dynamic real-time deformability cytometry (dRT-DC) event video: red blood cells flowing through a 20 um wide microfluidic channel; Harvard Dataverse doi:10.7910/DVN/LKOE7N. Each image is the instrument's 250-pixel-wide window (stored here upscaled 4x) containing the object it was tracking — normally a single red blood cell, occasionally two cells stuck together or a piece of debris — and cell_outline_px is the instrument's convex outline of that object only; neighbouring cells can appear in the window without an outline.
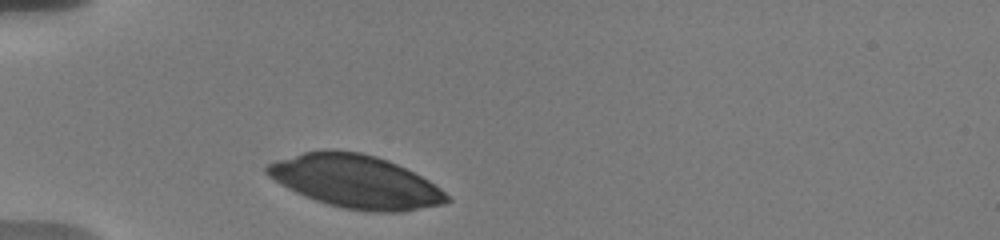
{"species": "human", "species_latin": "Homo sapiens", "temperature_condition": "warm", "stored_images_in_passage": 18, "camera_frame_rate_fps": 3000, "um_per_image_px": 0.085, "donor": {"sex": "male"}, "frame": {"image": 1, "passage_image": 1, "time_ms": 0.0, "image_size_px": [1000, 240], "cell_outline_px": [[452, 200], [444, 204], [400, 212], [368, 212], [344, 208], [328, 204], [304, 196], [280, 184], [268, 176], [264, 172], [264, 168], [268, 164], [276, 160], [304, 152], [360, 152], [376, 156], [388, 160], [428, 180], [440, 188]], "centroid_in_image_um": [30.23, 15.46], "position_along_channel_um": 54.8, "area_um2": 54.68}}
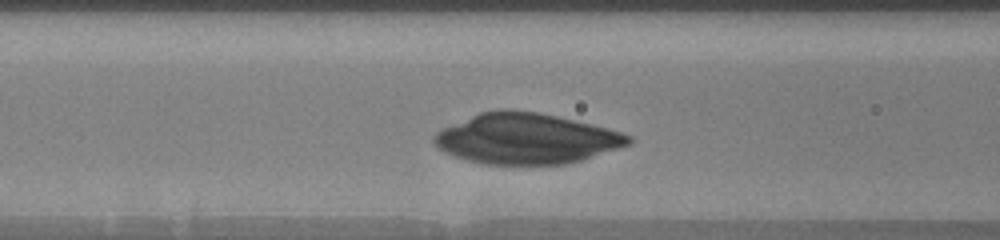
{"frame": {"image": 2, "passage_image": 8, "time_ms": 2.333, "image_size_px": [1000, 240], "cell_outline_px": [[636, 140], [632, 144], [580, 160], [564, 164], [484, 164], [468, 160], [444, 152], [436, 148], [432, 140], [432, 136], [436, 132], [444, 128], [480, 112], [500, 108], [512, 108], [540, 112], [592, 124], [608, 128], [632, 136]], "centroid_in_image_um": [44.74, 11.77], "position_along_channel_um": 121.9, "area_um2": 57.45}}
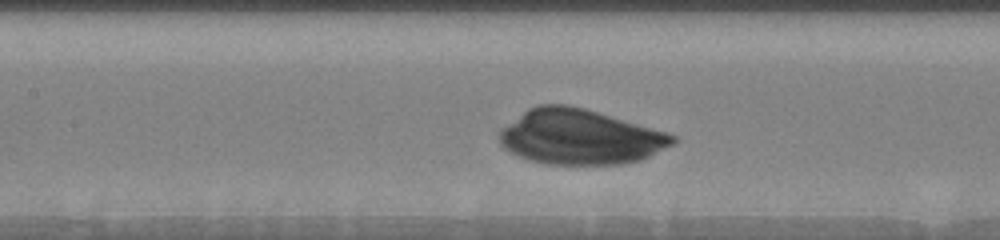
{"frame": {"image": 3, "passage_image": 13, "time_ms": 3.333, "image_size_px": [1000, 240], "cell_outline_px": [[680, 140], [676, 144], [640, 160], [624, 164], [544, 164], [528, 160], [516, 156], [508, 152], [500, 144], [500, 128], [528, 108], [536, 104], [568, 104], [584, 108], [668, 132], [676, 136]], "centroid_in_image_um": [49.3, 11.64], "position_along_channel_um": 158.1, "area_um2": 56.18}}